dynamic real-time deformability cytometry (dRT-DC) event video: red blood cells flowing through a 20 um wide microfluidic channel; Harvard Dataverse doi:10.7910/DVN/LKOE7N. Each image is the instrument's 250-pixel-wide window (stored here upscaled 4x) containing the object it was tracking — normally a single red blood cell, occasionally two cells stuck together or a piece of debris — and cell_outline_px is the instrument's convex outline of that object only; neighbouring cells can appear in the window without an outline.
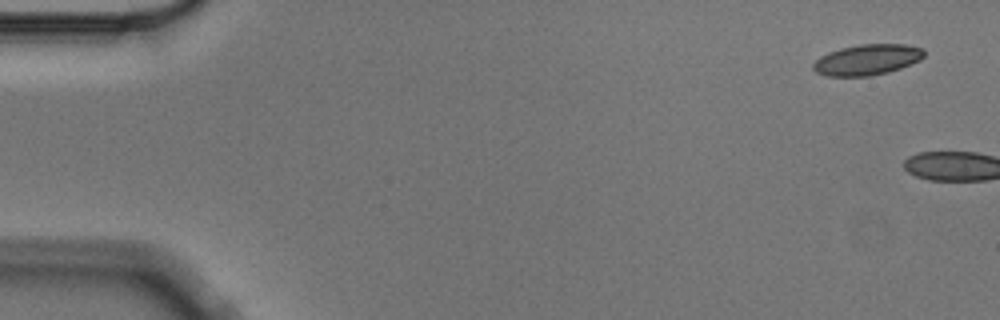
{"species": "Egyptian fruit bat (a non-hibernating species)", "species_latin": "Rousettus aegyptiacus", "temperature_condition": "cold", "stored_images_in_passage": 5, "camera_frame_rate_fps": 3000, "um_per_image_px": 0.085, "animal": {"sex": "male"}, "frame": {"image": 1, "passage_image": 1, "time_ms": 0.0, "image_size_px": [1000, 320], "cell_outline_px": [[924, 56], [920, 60], [900, 68], [888, 72], [868, 76], [828, 76], [816, 72], [812, 68], [812, 64], [820, 56], [828, 52], [840, 48], [860, 44], [904, 44], [924, 48]], "centroid_in_image_um": [73.7, 5.07], "position_along_channel_um": 11.3, "area_um2": 19.88}}
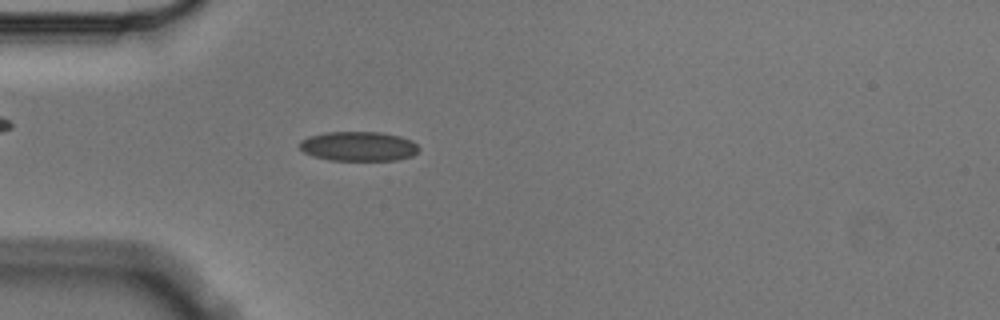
{"frame": {"image": 2, "passage_image": 5, "time_ms": 1.333, "image_size_px": [1000, 320], "cell_outline_px": [[420, 148], [412, 156], [396, 160], [328, 160], [312, 156], [304, 152], [300, 148], [300, 140], [308, 136], [324, 132], [380, 132], [400, 136], [412, 140]], "centroid_in_image_um": [30.46, 12.43], "position_along_channel_um": 54.5, "area_um2": 20.63}}